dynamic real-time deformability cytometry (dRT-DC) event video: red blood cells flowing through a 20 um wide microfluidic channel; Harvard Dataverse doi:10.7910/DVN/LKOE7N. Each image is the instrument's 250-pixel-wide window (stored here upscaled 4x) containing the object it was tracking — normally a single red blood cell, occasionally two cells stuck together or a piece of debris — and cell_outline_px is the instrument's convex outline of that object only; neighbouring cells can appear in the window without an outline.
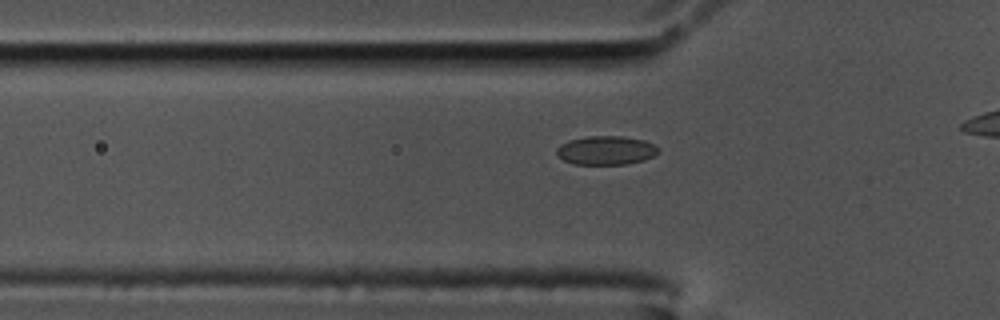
{"species": "common noctule bat (a hibernating species)", "species_latin": "Nyctalus noctula", "temperature_condition": "cold", "stored_images_in_passage": 41, "camera_frame_rate_fps": 3000, "um_per_image_px": 0.085, "animal": {"sex": "male", "body_mass_g": 17.5, "forearm_length_mm": 52.3}, "frame": {"image": 1, "passage_image": 13, "time_ms": 4.0, "image_size_px": [1000, 320], "cell_outline_px": [[660, 152], [644, 160], [628, 164], [572, 164], [564, 160], [556, 152], [556, 148], [560, 144], [568, 140], [588, 136], [624, 136], [644, 140], [660, 148]], "centroid_in_image_um": [51.52, 12.77], "position_along_channel_um": 74.3, "area_um2": 17.17}}
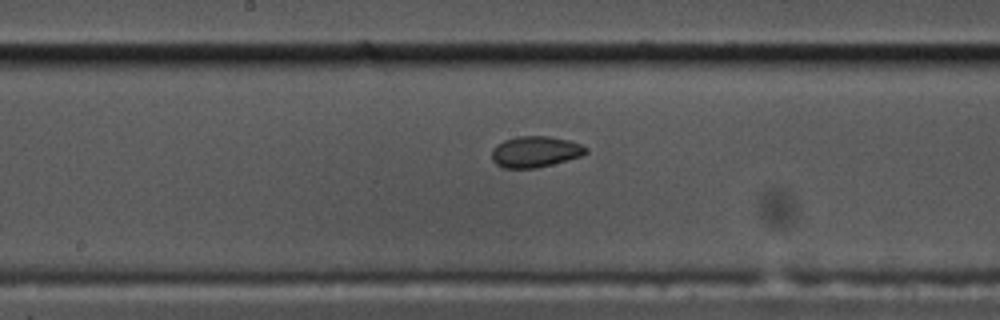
{"frame": {"image": 2, "passage_image": 24, "time_ms": 7.667, "image_size_px": [1000, 320], "cell_outline_px": [[588, 152], [580, 156], [568, 160], [536, 168], [504, 168], [496, 164], [492, 160], [492, 148], [496, 144], [504, 140], [520, 136], [548, 136], [568, 140], [580, 144], [588, 148]], "centroid_in_image_um": [45.48, 12.9], "position_along_channel_um": 202.7, "area_um2": 17.05}}
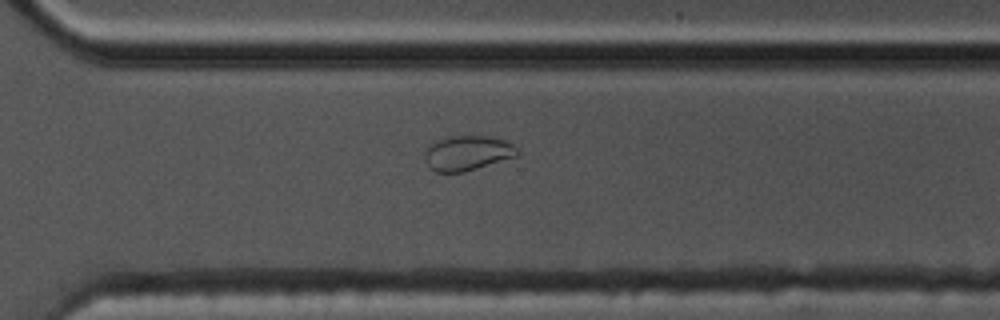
{"frame": {"image": 3, "passage_image": 35, "time_ms": 11.333, "image_size_px": [1000, 320], "cell_outline_px": [[520, 156], [464, 172], [436, 172], [428, 168], [424, 160], [424, 152], [428, 144], [440, 136], [488, 136], [504, 140], [512, 144], [520, 152]], "centroid_in_image_um": [39.69, 13.0], "position_along_channel_um": 330.9, "area_um2": 19.42}}